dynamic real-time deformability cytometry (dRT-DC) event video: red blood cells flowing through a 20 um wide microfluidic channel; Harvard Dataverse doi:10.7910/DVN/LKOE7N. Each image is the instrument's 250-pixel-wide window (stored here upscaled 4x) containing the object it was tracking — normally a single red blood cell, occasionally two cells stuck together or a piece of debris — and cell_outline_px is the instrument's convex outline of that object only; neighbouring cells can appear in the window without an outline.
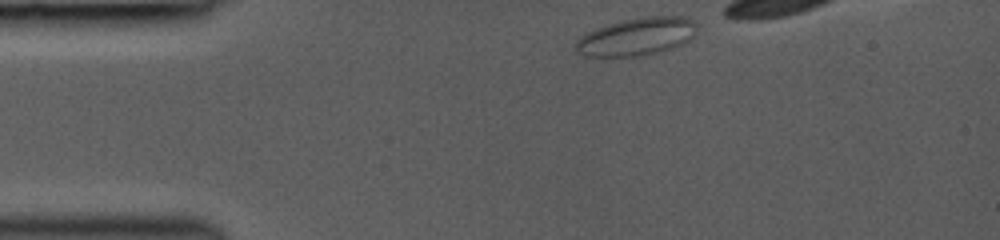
{"species": "common noctule bat (a hibernating species)", "species_latin": "Nyctalus noctula", "temperature_condition": "room temperature", "stored_images_in_passage": 5, "camera_frame_rate_fps": 3000, "um_per_image_px": 0.085, "animal": {"sex": "female", "body_mass_g": 19.0, "forearm_length_mm": 53.3}, "frame": {"image": 1, "passage_image": 1, "time_ms": 0.0, "image_size_px": [1000, 240], "cell_outline_px": [[696, 32], [688, 40], [672, 48], [660, 52], [640, 56], [584, 56], [576, 52], [572, 48], [572, 44], [580, 36], [596, 28], [620, 20], [644, 16], [684, 16], [692, 20], [696, 24]], "centroid_in_image_um": [54.06, 3.11], "position_along_channel_um": 30.9, "area_um2": 26.93}}